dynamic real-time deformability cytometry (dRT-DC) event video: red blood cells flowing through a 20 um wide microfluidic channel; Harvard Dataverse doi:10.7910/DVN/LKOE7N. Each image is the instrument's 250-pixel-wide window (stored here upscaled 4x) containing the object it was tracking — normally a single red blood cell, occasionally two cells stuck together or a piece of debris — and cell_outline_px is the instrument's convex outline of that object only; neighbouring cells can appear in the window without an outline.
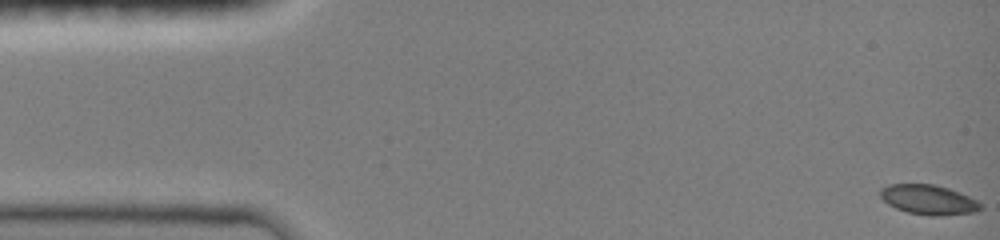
{"species": "common noctule bat (a hibernating species)", "species_latin": "Nyctalus noctula", "temperature_condition": "room temperature", "stored_images_in_passage": 48, "camera_frame_rate_fps": 3000, "um_per_image_px": 0.085, "animal": {"sex": "female", "body_mass_g": 19.0, "forearm_length_mm": 51.5}, "frame": {"image": 1, "passage_image": 1, "time_ms": 0.0, "image_size_px": [1000, 240], "cell_outline_px": [[984, 208], [976, 212], [936, 216], [928, 216], [908, 212], [896, 208], [888, 204], [880, 196], [880, 188], [888, 184], [932, 184], [948, 188], [960, 192], [976, 200]], "centroid_in_image_um": [78.92, 16.97], "position_along_channel_um": 6.1, "area_um2": 17.4}}
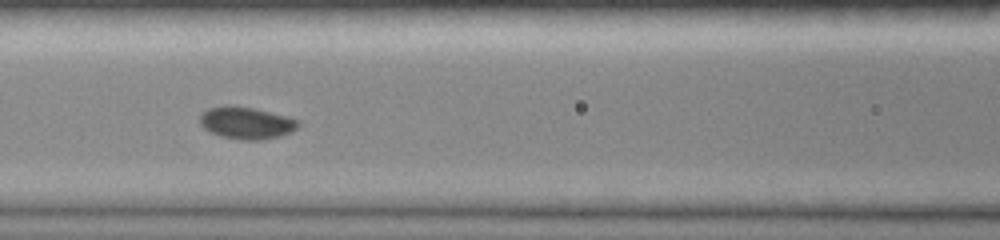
{"frame": {"image": 2, "passage_image": 21, "time_ms": 6.667, "image_size_px": [1000, 240], "cell_outline_px": [[300, 124], [292, 132], [280, 136], [264, 140], [248, 140], [220, 136], [204, 128], [200, 124], [200, 116], [208, 108], [228, 104], [232, 104], [252, 108], [288, 116], [300, 120]], "centroid_in_image_um": [20.97, 10.43], "position_along_channel_um": 145.6, "area_um2": 18.5}}
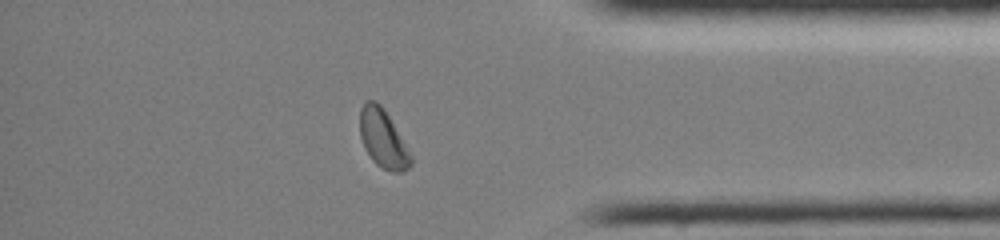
{"frame": {"image": 3, "passage_image": 41, "time_ms": 13.333, "image_size_px": [1000, 240], "cell_outline_px": [[412, 164], [408, 168], [400, 172], [392, 172], [376, 164], [372, 160], [364, 148], [360, 136], [360, 108], [364, 100], [376, 100], [384, 108], [412, 156]], "centroid_in_image_um": [32.53, 11.77], "position_along_channel_um": 402.7, "area_um2": 17.28}, "authors_computed_cell_mechanics": {"area_um2": 17.4556, "velocity_mm_per_s": 4.0002, "shape_relaxation_time_tau1_ms": 2.031, "shape_relaxation_time_tau2_ms": null, "deformation_change_tau1": 0.0772, "deformation_change_tau2": null}}